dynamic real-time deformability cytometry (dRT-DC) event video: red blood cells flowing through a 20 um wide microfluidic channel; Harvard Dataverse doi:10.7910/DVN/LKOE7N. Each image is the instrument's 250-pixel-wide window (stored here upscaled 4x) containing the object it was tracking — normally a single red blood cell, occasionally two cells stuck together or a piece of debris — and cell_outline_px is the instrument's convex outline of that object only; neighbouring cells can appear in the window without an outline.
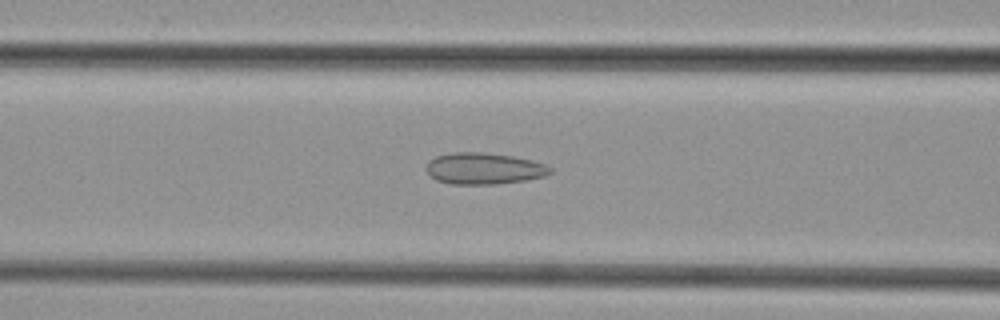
{"species": "common noctule bat (a hibernating species)", "species_latin": "Nyctalus noctula", "temperature_condition": "cold", "stored_images_in_passage": 48, "camera_frame_rate_fps": 3000, "um_per_image_px": 0.085, "animal": {"sex": "female", "body_mass_g": 29.2, "forearm_length_mm": 56.3}, "frame": {"image": 1, "passage_image": 19, "time_ms": 6.0, "image_size_px": [1000, 320], "cell_outline_px": [[552, 172], [544, 176], [524, 180], [492, 184], [452, 184], [436, 180], [424, 168], [428, 160], [436, 156], [452, 152], [484, 152], [512, 156], [532, 160], [544, 164], [552, 168]], "centroid_in_image_um": [41.1, 14.31], "position_along_channel_um": 125.5, "area_um2": 22.72}}
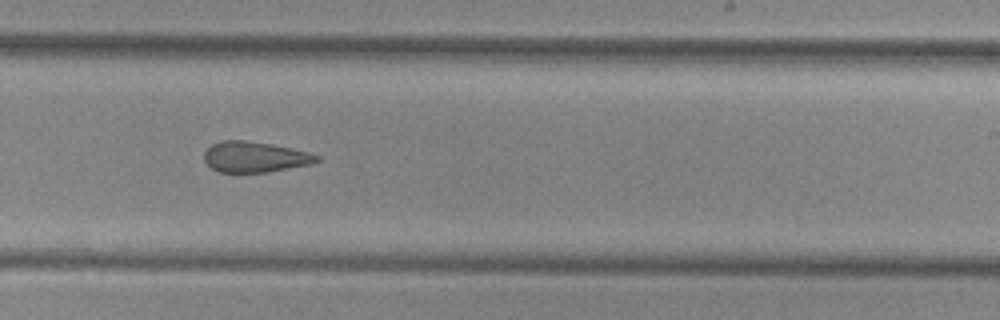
{"frame": {"image": 2, "passage_image": 29, "time_ms": 9.333, "image_size_px": [1000, 320], "cell_outline_px": [[320, 160], [312, 164], [268, 172], [220, 172], [212, 168], [204, 160], [204, 152], [212, 144], [220, 140], [244, 140], [272, 144], [308, 152], [320, 156]], "centroid_in_image_um": [21.67, 13.34], "position_along_channel_um": 267.3, "area_um2": 20.11}}
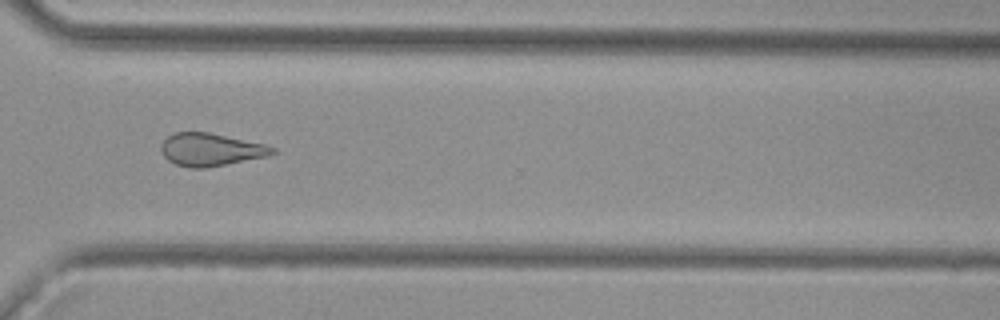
{"frame": {"image": 3, "passage_image": 35, "time_ms": 11.333, "image_size_px": [1000, 320], "cell_outline_px": [[276, 152], [268, 156], [204, 168], [188, 168], [176, 164], [168, 160], [164, 156], [160, 148], [160, 144], [168, 136], [176, 132], [208, 132], [264, 144], [276, 148]], "centroid_in_image_um": [17.89, 12.72], "position_along_channel_um": 352.7, "area_um2": 21.1}}